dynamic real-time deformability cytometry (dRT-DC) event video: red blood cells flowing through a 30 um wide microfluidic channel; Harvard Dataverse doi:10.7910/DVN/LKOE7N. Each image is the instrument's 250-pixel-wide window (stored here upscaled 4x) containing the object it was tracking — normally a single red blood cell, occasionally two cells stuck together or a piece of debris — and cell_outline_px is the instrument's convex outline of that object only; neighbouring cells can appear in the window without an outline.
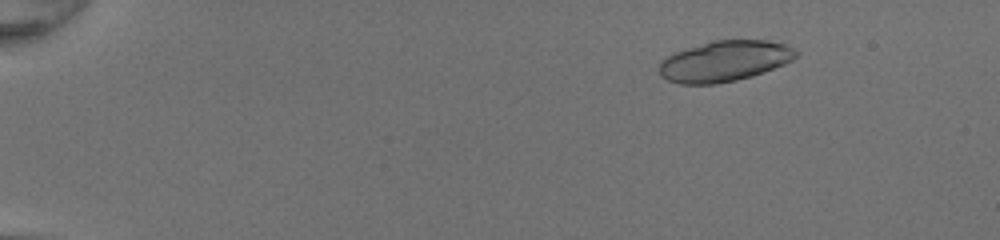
{"species": "common noctule bat (a hibernating species)", "species_latin": "Nyctalus noctula", "temperature_condition": "room temperature", "stored_images_in_passage": 50, "segment_of_instrument_passage": [1, 2], "camera_frame_rate_fps": 3000, "um_per_image_px": 0.085, "animal": {"sex": "female", "body_mass_g": 20.0, "forearm_length_mm": 54.0}, "frame": {"image": 1, "passage_image": 8, "time_ms": 2.333, "image_size_px": [1000, 240], "cell_outline_px": [[800, 52], [792, 60], [784, 64], [752, 76], [736, 80], [716, 84], [680, 84], [668, 80], [660, 76], [660, 60], [676, 52], [712, 40], [768, 40], [784, 44]], "centroid_in_image_um": [61.58, 5.2], "position_along_channel_um": 23.4, "area_um2": 32.31}}
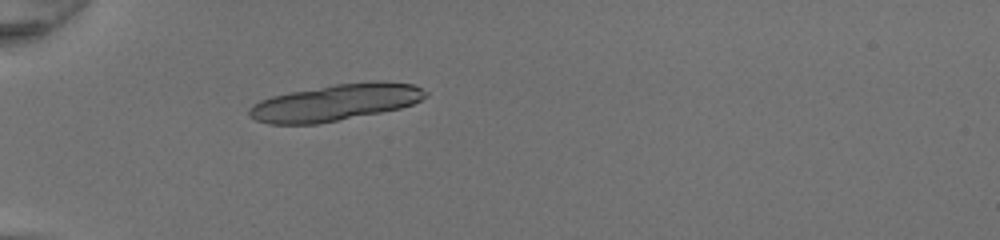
{"frame": {"image": 2, "passage_image": 18, "time_ms": 5.667, "image_size_px": [1000, 240], "cell_outline_px": [[428, 96], [412, 104], [400, 108], [380, 112], [316, 124], [268, 124], [256, 120], [248, 116], [248, 108], [252, 104], [260, 100], [272, 96], [292, 92], [336, 84], [412, 84], [428, 92]], "centroid_in_image_um": [28.39, 8.76], "position_along_channel_um": 56.6, "area_um2": 36.3}}